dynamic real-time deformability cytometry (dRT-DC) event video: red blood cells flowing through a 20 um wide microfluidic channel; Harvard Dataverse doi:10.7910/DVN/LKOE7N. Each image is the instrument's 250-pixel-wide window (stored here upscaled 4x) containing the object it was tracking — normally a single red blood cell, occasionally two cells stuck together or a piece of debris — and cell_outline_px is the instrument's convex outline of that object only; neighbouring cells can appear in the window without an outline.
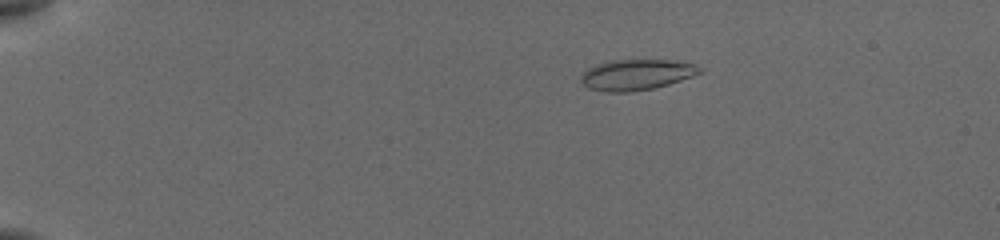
{"species": "common noctule bat (a hibernating species)", "species_latin": "Nyctalus noctula", "temperature_condition": "cold", "stored_images_in_passage": 32, "camera_frame_rate_fps": 3000, "um_per_image_px": 0.085, "animal": {"sex": "female", "body_mass_g": 19.5, "forearm_length_mm": 54.1}, "frame": {"image": 1, "passage_image": 6, "time_ms": 3.667, "image_size_px": [1000, 240], "cell_outline_px": [[704, 72], [668, 84], [652, 88], [628, 92], [608, 92], [588, 88], [580, 80], [580, 76], [588, 68], [596, 64], [608, 60], [668, 60], [692, 64], [704, 68]], "centroid_in_image_um": [54.08, 6.34], "position_along_channel_um": 30.9, "area_um2": 21.15}}
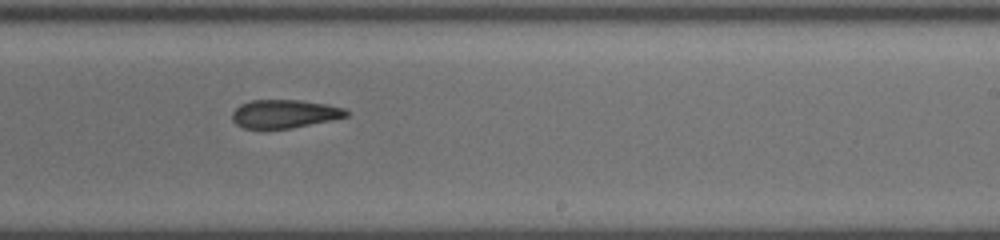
{"frame": {"image": 2, "passage_image": 17, "time_ms": 12.0, "image_size_px": [1000, 240], "cell_outline_px": [[348, 116], [332, 120], [292, 128], [260, 132], [244, 128], [236, 124], [232, 120], [232, 112], [240, 104], [252, 100], [300, 100], [328, 104], [344, 108], [348, 112]], "centroid_in_image_um": [24.13, 9.72], "position_along_channel_um": 264.9, "area_um2": 19.54}}
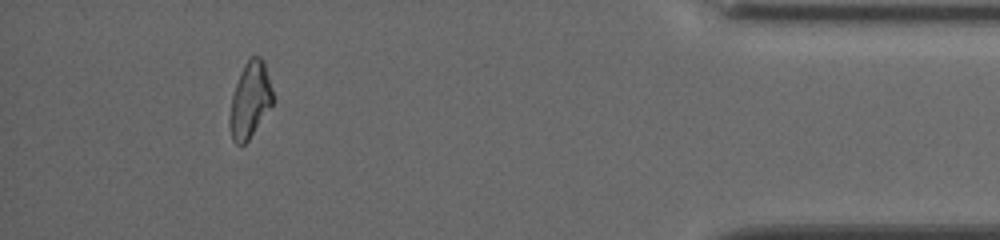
{"frame": {"image": 3, "passage_image": 29, "time_ms": 17.0, "image_size_px": [1000, 240], "cell_outline_px": [[272, 104], [248, 140], [240, 148], [232, 140], [228, 124], [228, 116], [232, 96], [240, 72], [244, 64], [252, 56], [260, 56], [264, 60], [272, 92]], "centroid_in_image_um": [21.21, 8.53], "position_along_channel_um": 414.0, "area_um2": 18.96}, "authors_computed_cell_mechanics": {"area_um2": 20.2011, "velocity_mm_per_s": 3.8942, "shape_relaxation_time_tau1_ms": null, "shape_relaxation_time_tau2_ms": 5.793, "deformation_change_tau1": null, "deformation_change_tau2": 0.1577}}